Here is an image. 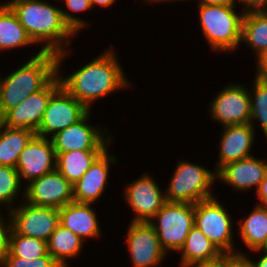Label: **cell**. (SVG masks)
Segmentation results:
<instances>
[{
	"label": "cell",
	"mask_w": 267,
	"mask_h": 267,
	"mask_svg": "<svg viewBox=\"0 0 267 267\" xmlns=\"http://www.w3.org/2000/svg\"><path fill=\"white\" fill-rule=\"evenodd\" d=\"M24 196L25 183L22 184L17 169L0 165V209L10 211L24 200ZM19 198L21 200L17 201Z\"/></svg>",
	"instance_id": "obj_28"
},
{
	"label": "cell",
	"mask_w": 267,
	"mask_h": 267,
	"mask_svg": "<svg viewBox=\"0 0 267 267\" xmlns=\"http://www.w3.org/2000/svg\"><path fill=\"white\" fill-rule=\"evenodd\" d=\"M124 188L123 198L134 213L132 222H149L166 203L163 189L147 172L129 181Z\"/></svg>",
	"instance_id": "obj_10"
},
{
	"label": "cell",
	"mask_w": 267,
	"mask_h": 267,
	"mask_svg": "<svg viewBox=\"0 0 267 267\" xmlns=\"http://www.w3.org/2000/svg\"><path fill=\"white\" fill-rule=\"evenodd\" d=\"M65 1V8H61L62 16L65 23L70 27V29L77 35L79 32H82L90 24L85 19L77 17V13H82L84 11L92 10L90 0H63ZM70 11V12H69ZM72 12V14H71ZM77 12V13H76ZM73 13H76V15ZM85 27V28H84Z\"/></svg>",
	"instance_id": "obj_31"
},
{
	"label": "cell",
	"mask_w": 267,
	"mask_h": 267,
	"mask_svg": "<svg viewBox=\"0 0 267 267\" xmlns=\"http://www.w3.org/2000/svg\"><path fill=\"white\" fill-rule=\"evenodd\" d=\"M254 77L252 86L250 88L248 86L251 106L249 123L254 129L256 126L260 127L267 138V79L256 75Z\"/></svg>",
	"instance_id": "obj_29"
},
{
	"label": "cell",
	"mask_w": 267,
	"mask_h": 267,
	"mask_svg": "<svg viewBox=\"0 0 267 267\" xmlns=\"http://www.w3.org/2000/svg\"><path fill=\"white\" fill-rule=\"evenodd\" d=\"M255 193L259 200L256 204L267 208V173Z\"/></svg>",
	"instance_id": "obj_35"
},
{
	"label": "cell",
	"mask_w": 267,
	"mask_h": 267,
	"mask_svg": "<svg viewBox=\"0 0 267 267\" xmlns=\"http://www.w3.org/2000/svg\"><path fill=\"white\" fill-rule=\"evenodd\" d=\"M117 0H90L92 9L99 6L100 8L111 7Z\"/></svg>",
	"instance_id": "obj_41"
},
{
	"label": "cell",
	"mask_w": 267,
	"mask_h": 267,
	"mask_svg": "<svg viewBox=\"0 0 267 267\" xmlns=\"http://www.w3.org/2000/svg\"><path fill=\"white\" fill-rule=\"evenodd\" d=\"M22 184L56 169V153L51 139L35 135L20 153L16 164ZM25 180V181H24Z\"/></svg>",
	"instance_id": "obj_16"
},
{
	"label": "cell",
	"mask_w": 267,
	"mask_h": 267,
	"mask_svg": "<svg viewBox=\"0 0 267 267\" xmlns=\"http://www.w3.org/2000/svg\"><path fill=\"white\" fill-rule=\"evenodd\" d=\"M27 203L60 209L74 202L72 184L57 170L31 181L25 186Z\"/></svg>",
	"instance_id": "obj_15"
},
{
	"label": "cell",
	"mask_w": 267,
	"mask_h": 267,
	"mask_svg": "<svg viewBox=\"0 0 267 267\" xmlns=\"http://www.w3.org/2000/svg\"><path fill=\"white\" fill-rule=\"evenodd\" d=\"M223 267H253L250 260L241 254H223Z\"/></svg>",
	"instance_id": "obj_34"
},
{
	"label": "cell",
	"mask_w": 267,
	"mask_h": 267,
	"mask_svg": "<svg viewBox=\"0 0 267 267\" xmlns=\"http://www.w3.org/2000/svg\"><path fill=\"white\" fill-rule=\"evenodd\" d=\"M93 204L71 202L59 209V224L83 241L102 237V227Z\"/></svg>",
	"instance_id": "obj_20"
},
{
	"label": "cell",
	"mask_w": 267,
	"mask_h": 267,
	"mask_svg": "<svg viewBox=\"0 0 267 267\" xmlns=\"http://www.w3.org/2000/svg\"><path fill=\"white\" fill-rule=\"evenodd\" d=\"M19 68L0 76V108L4 116L57 74V53L40 48Z\"/></svg>",
	"instance_id": "obj_3"
},
{
	"label": "cell",
	"mask_w": 267,
	"mask_h": 267,
	"mask_svg": "<svg viewBox=\"0 0 267 267\" xmlns=\"http://www.w3.org/2000/svg\"><path fill=\"white\" fill-rule=\"evenodd\" d=\"M180 267H187L197 262L213 261L223 254L195 225L186 237L185 244L179 250Z\"/></svg>",
	"instance_id": "obj_22"
},
{
	"label": "cell",
	"mask_w": 267,
	"mask_h": 267,
	"mask_svg": "<svg viewBox=\"0 0 267 267\" xmlns=\"http://www.w3.org/2000/svg\"><path fill=\"white\" fill-rule=\"evenodd\" d=\"M104 151L56 153V169L73 185Z\"/></svg>",
	"instance_id": "obj_27"
},
{
	"label": "cell",
	"mask_w": 267,
	"mask_h": 267,
	"mask_svg": "<svg viewBox=\"0 0 267 267\" xmlns=\"http://www.w3.org/2000/svg\"><path fill=\"white\" fill-rule=\"evenodd\" d=\"M198 4L208 5H236V0H198Z\"/></svg>",
	"instance_id": "obj_40"
},
{
	"label": "cell",
	"mask_w": 267,
	"mask_h": 267,
	"mask_svg": "<svg viewBox=\"0 0 267 267\" xmlns=\"http://www.w3.org/2000/svg\"><path fill=\"white\" fill-rule=\"evenodd\" d=\"M217 182L216 171L190 160H178L170 182L165 188L166 202L195 204L214 195L212 185Z\"/></svg>",
	"instance_id": "obj_5"
},
{
	"label": "cell",
	"mask_w": 267,
	"mask_h": 267,
	"mask_svg": "<svg viewBox=\"0 0 267 267\" xmlns=\"http://www.w3.org/2000/svg\"><path fill=\"white\" fill-rule=\"evenodd\" d=\"M255 62V75L267 79V51L262 56H260Z\"/></svg>",
	"instance_id": "obj_36"
},
{
	"label": "cell",
	"mask_w": 267,
	"mask_h": 267,
	"mask_svg": "<svg viewBox=\"0 0 267 267\" xmlns=\"http://www.w3.org/2000/svg\"><path fill=\"white\" fill-rule=\"evenodd\" d=\"M239 237L250 252L259 250L267 239V208L255 205L248 216L237 221Z\"/></svg>",
	"instance_id": "obj_25"
},
{
	"label": "cell",
	"mask_w": 267,
	"mask_h": 267,
	"mask_svg": "<svg viewBox=\"0 0 267 267\" xmlns=\"http://www.w3.org/2000/svg\"><path fill=\"white\" fill-rule=\"evenodd\" d=\"M88 111L61 86L51 96L36 135L50 139L79 121Z\"/></svg>",
	"instance_id": "obj_14"
},
{
	"label": "cell",
	"mask_w": 267,
	"mask_h": 267,
	"mask_svg": "<svg viewBox=\"0 0 267 267\" xmlns=\"http://www.w3.org/2000/svg\"><path fill=\"white\" fill-rule=\"evenodd\" d=\"M253 253H259L261 254V256L259 255L258 258L256 259H252L251 257H248V256H252V255H249L248 253H245L244 252V255L250 260L251 264L253 267H267V253H264V252H261L259 250H255V251H252ZM248 254V255H247Z\"/></svg>",
	"instance_id": "obj_38"
},
{
	"label": "cell",
	"mask_w": 267,
	"mask_h": 267,
	"mask_svg": "<svg viewBox=\"0 0 267 267\" xmlns=\"http://www.w3.org/2000/svg\"><path fill=\"white\" fill-rule=\"evenodd\" d=\"M182 2V1H184V0H143V3L145 4L146 3V5L147 4H154V3H156V4H164V3H172V2ZM186 2L187 1H191V0H185Z\"/></svg>",
	"instance_id": "obj_42"
},
{
	"label": "cell",
	"mask_w": 267,
	"mask_h": 267,
	"mask_svg": "<svg viewBox=\"0 0 267 267\" xmlns=\"http://www.w3.org/2000/svg\"><path fill=\"white\" fill-rule=\"evenodd\" d=\"M236 2L246 9L267 7V0H236Z\"/></svg>",
	"instance_id": "obj_37"
},
{
	"label": "cell",
	"mask_w": 267,
	"mask_h": 267,
	"mask_svg": "<svg viewBox=\"0 0 267 267\" xmlns=\"http://www.w3.org/2000/svg\"><path fill=\"white\" fill-rule=\"evenodd\" d=\"M114 49V46L110 45L109 49H105L67 76L62 72L64 61L72 54L73 49L70 47L57 53V74L62 87L88 110H92V105L101 98L133 86L118 60L117 50Z\"/></svg>",
	"instance_id": "obj_1"
},
{
	"label": "cell",
	"mask_w": 267,
	"mask_h": 267,
	"mask_svg": "<svg viewBox=\"0 0 267 267\" xmlns=\"http://www.w3.org/2000/svg\"><path fill=\"white\" fill-rule=\"evenodd\" d=\"M1 211H3V209H0V265L9 254L10 237L13 230L10 212L7 210L6 214L8 215L5 217L3 214L4 212Z\"/></svg>",
	"instance_id": "obj_33"
},
{
	"label": "cell",
	"mask_w": 267,
	"mask_h": 267,
	"mask_svg": "<svg viewBox=\"0 0 267 267\" xmlns=\"http://www.w3.org/2000/svg\"><path fill=\"white\" fill-rule=\"evenodd\" d=\"M243 83H227L209 101L208 114L220 126L248 124L251 118L250 94Z\"/></svg>",
	"instance_id": "obj_9"
},
{
	"label": "cell",
	"mask_w": 267,
	"mask_h": 267,
	"mask_svg": "<svg viewBox=\"0 0 267 267\" xmlns=\"http://www.w3.org/2000/svg\"><path fill=\"white\" fill-rule=\"evenodd\" d=\"M84 242L86 241H83L74 232L59 224L47 241V251L61 267H69L70 259L78 258L81 255Z\"/></svg>",
	"instance_id": "obj_23"
},
{
	"label": "cell",
	"mask_w": 267,
	"mask_h": 267,
	"mask_svg": "<svg viewBox=\"0 0 267 267\" xmlns=\"http://www.w3.org/2000/svg\"><path fill=\"white\" fill-rule=\"evenodd\" d=\"M9 251L14 256L26 259H36L45 256L48 253L46 241L19 235L14 230H12L10 237Z\"/></svg>",
	"instance_id": "obj_30"
},
{
	"label": "cell",
	"mask_w": 267,
	"mask_h": 267,
	"mask_svg": "<svg viewBox=\"0 0 267 267\" xmlns=\"http://www.w3.org/2000/svg\"><path fill=\"white\" fill-rule=\"evenodd\" d=\"M187 267H223V255L216 260L208 262H197Z\"/></svg>",
	"instance_id": "obj_39"
},
{
	"label": "cell",
	"mask_w": 267,
	"mask_h": 267,
	"mask_svg": "<svg viewBox=\"0 0 267 267\" xmlns=\"http://www.w3.org/2000/svg\"><path fill=\"white\" fill-rule=\"evenodd\" d=\"M149 223L167 254H178L194 226V204L166 202Z\"/></svg>",
	"instance_id": "obj_7"
},
{
	"label": "cell",
	"mask_w": 267,
	"mask_h": 267,
	"mask_svg": "<svg viewBox=\"0 0 267 267\" xmlns=\"http://www.w3.org/2000/svg\"><path fill=\"white\" fill-rule=\"evenodd\" d=\"M19 22L42 51L60 53L70 49L76 34L65 23L61 7L45 0H7Z\"/></svg>",
	"instance_id": "obj_2"
},
{
	"label": "cell",
	"mask_w": 267,
	"mask_h": 267,
	"mask_svg": "<svg viewBox=\"0 0 267 267\" xmlns=\"http://www.w3.org/2000/svg\"><path fill=\"white\" fill-rule=\"evenodd\" d=\"M256 130L257 128L254 129L250 123L222 127L218 142V162H216L214 170L217 172L222 166L230 162L253 156L251 152L254 141L257 140Z\"/></svg>",
	"instance_id": "obj_19"
},
{
	"label": "cell",
	"mask_w": 267,
	"mask_h": 267,
	"mask_svg": "<svg viewBox=\"0 0 267 267\" xmlns=\"http://www.w3.org/2000/svg\"><path fill=\"white\" fill-rule=\"evenodd\" d=\"M0 267H61V265L49 253L36 259H26L14 256L9 251Z\"/></svg>",
	"instance_id": "obj_32"
},
{
	"label": "cell",
	"mask_w": 267,
	"mask_h": 267,
	"mask_svg": "<svg viewBox=\"0 0 267 267\" xmlns=\"http://www.w3.org/2000/svg\"><path fill=\"white\" fill-rule=\"evenodd\" d=\"M35 135L34 131L9 128L0 123V165L16 168L20 153Z\"/></svg>",
	"instance_id": "obj_26"
},
{
	"label": "cell",
	"mask_w": 267,
	"mask_h": 267,
	"mask_svg": "<svg viewBox=\"0 0 267 267\" xmlns=\"http://www.w3.org/2000/svg\"><path fill=\"white\" fill-rule=\"evenodd\" d=\"M109 147L95 160L93 165L76 181L73 187L74 202L95 204L106 192L110 164L118 161L116 155L109 152Z\"/></svg>",
	"instance_id": "obj_17"
},
{
	"label": "cell",
	"mask_w": 267,
	"mask_h": 267,
	"mask_svg": "<svg viewBox=\"0 0 267 267\" xmlns=\"http://www.w3.org/2000/svg\"><path fill=\"white\" fill-rule=\"evenodd\" d=\"M12 228L19 234L48 241L59 225V209L21 201L10 211Z\"/></svg>",
	"instance_id": "obj_12"
},
{
	"label": "cell",
	"mask_w": 267,
	"mask_h": 267,
	"mask_svg": "<svg viewBox=\"0 0 267 267\" xmlns=\"http://www.w3.org/2000/svg\"><path fill=\"white\" fill-rule=\"evenodd\" d=\"M232 214L217 196L194 204V225L217 247L222 254H241L236 248Z\"/></svg>",
	"instance_id": "obj_6"
},
{
	"label": "cell",
	"mask_w": 267,
	"mask_h": 267,
	"mask_svg": "<svg viewBox=\"0 0 267 267\" xmlns=\"http://www.w3.org/2000/svg\"><path fill=\"white\" fill-rule=\"evenodd\" d=\"M35 45L19 22L12 9L5 3L0 4V51L7 52Z\"/></svg>",
	"instance_id": "obj_24"
},
{
	"label": "cell",
	"mask_w": 267,
	"mask_h": 267,
	"mask_svg": "<svg viewBox=\"0 0 267 267\" xmlns=\"http://www.w3.org/2000/svg\"><path fill=\"white\" fill-rule=\"evenodd\" d=\"M237 5H208L198 4L199 26L201 32L215 52L236 51L241 45L242 22L246 8L241 7L237 12Z\"/></svg>",
	"instance_id": "obj_4"
},
{
	"label": "cell",
	"mask_w": 267,
	"mask_h": 267,
	"mask_svg": "<svg viewBox=\"0 0 267 267\" xmlns=\"http://www.w3.org/2000/svg\"><path fill=\"white\" fill-rule=\"evenodd\" d=\"M242 44L252 50L255 61L267 51V7L246 9L242 22Z\"/></svg>",
	"instance_id": "obj_21"
},
{
	"label": "cell",
	"mask_w": 267,
	"mask_h": 267,
	"mask_svg": "<svg viewBox=\"0 0 267 267\" xmlns=\"http://www.w3.org/2000/svg\"><path fill=\"white\" fill-rule=\"evenodd\" d=\"M260 252H264L267 253V239L264 242V244L261 246V248L259 249Z\"/></svg>",
	"instance_id": "obj_43"
},
{
	"label": "cell",
	"mask_w": 267,
	"mask_h": 267,
	"mask_svg": "<svg viewBox=\"0 0 267 267\" xmlns=\"http://www.w3.org/2000/svg\"><path fill=\"white\" fill-rule=\"evenodd\" d=\"M62 86L56 74L41 90L32 93L18 106L10 109L2 124L9 128L27 129L37 132L51 96Z\"/></svg>",
	"instance_id": "obj_13"
},
{
	"label": "cell",
	"mask_w": 267,
	"mask_h": 267,
	"mask_svg": "<svg viewBox=\"0 0 267 267\" xmlns=\"http://www.w3.org/2000/svg\"><path fill=\"white\" fill-rule=\"evenodd\" d=\"M125 244L132 267H159L168 254L161 246L154 227L149 222H130Z\"/></svg>",
	"instance_id": "obj_11"
},
{
	"label": "cell",
	"mask_w": 267,
	"mask_h": 267,
	"mask_svg": "<svg viewBox=\"0 0 267 267\" xmlns=\"http://www.w3.org/2000/svg\"><path fill=\"white\" fill-rule=\"evenodd\" d=\"M267 173V161L251 156L222 166L217 172V181L229 185L235 191L246 192L254 188L255 192Z\"/></svg>",
	"instance_id": "obj_18"
},
{
	"label": "cell",
	"mask_w": 267,
	"mask_h": 267,
	"mask_svg": "<svg viewBox=\"0 0 267 267\" xmlns=\"http://www.w3.org/2000/svg\"><path fill=\"white\" fill-rule=\"evenodd\" d=\"M89 110L79 121L53 135L50 139L55 153L69 151H105L114 138L103 125H91ZM104 127V128H103Z\"/></svg>",
	"instance_id": "obj_8"
},
{
	"label": "cell",
	"mask_w": 267,
	"mask_h": 267,
	"mask_svg": "<svg viewBox=\"0 0 267 267\" xmlns=\"http://www.w3.org/2000/svg\"><path fill=\"white\" fill-rule=\"evenodd\" d=\"M2 120H3V115L1 113V108H0V123H2Z\"/></svg>",
	"instance_id": "obj_44"
}]
</instances>
